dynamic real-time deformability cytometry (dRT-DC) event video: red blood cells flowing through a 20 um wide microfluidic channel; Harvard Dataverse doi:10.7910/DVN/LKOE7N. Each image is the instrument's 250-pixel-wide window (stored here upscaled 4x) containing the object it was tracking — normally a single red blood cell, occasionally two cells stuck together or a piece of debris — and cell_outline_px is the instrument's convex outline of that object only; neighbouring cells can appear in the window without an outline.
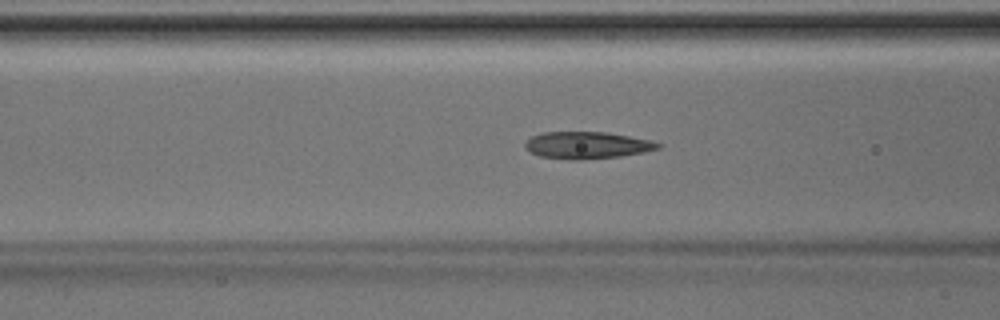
{"species": "Egyptian fruit bat (a non-hibernating species)", "species_latin": "Rousettus aegyptiacus", "temperature_condition": "room temperature", "stored_images_in_passage": 25, "camera_frame_rate_fps": 3000, "um_per_image_px": 0.085, "animal": {"sex": "male"}, "frame": {"image": 1, "passage_image": 5, "time_ms": 1.333, "image_size_px": [1000, 320], "cell_outline_px": [[664, 144], [660, 148], [644, 152], [620, 156], [576, 160], [572, 160], [540, 156], [524, 148], [524, 144], [532, 136], [544, 132], [604, 132], [628, 136], [648, 140]], "centroid_in_image_um": [49.9, 12.34], "position_along_channel_um": 116.7, "area_um2": 20.69}}
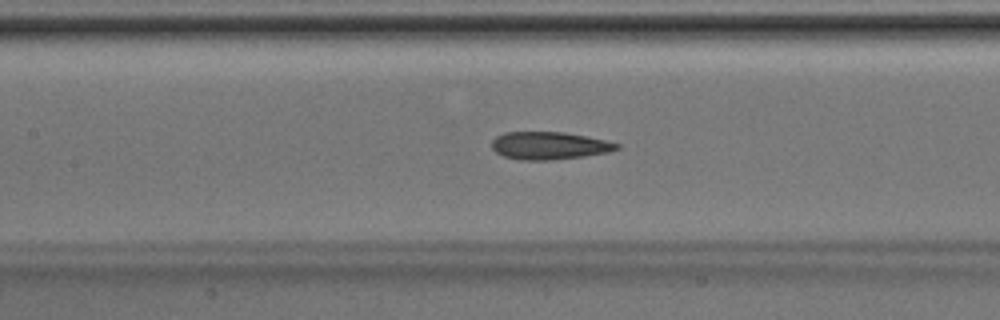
{"frame": {"image": 2, "passage_image": 8, "time_ms": 2.333, "image_size_px": [1000, 320], "cell_outline_px": [[620, 148], [608, 152], [584, 156], [548, 160], [520, 160], [504, 156], [496, 152], [492, 148], [492, 140], [496, 136], [504, 132], [564, 132], [604, 140], [620, 144]], "centroid_in_image_um": [46.66, 12.38], "position_along_channel_um": 160.7, "area_um2": 20.0}}
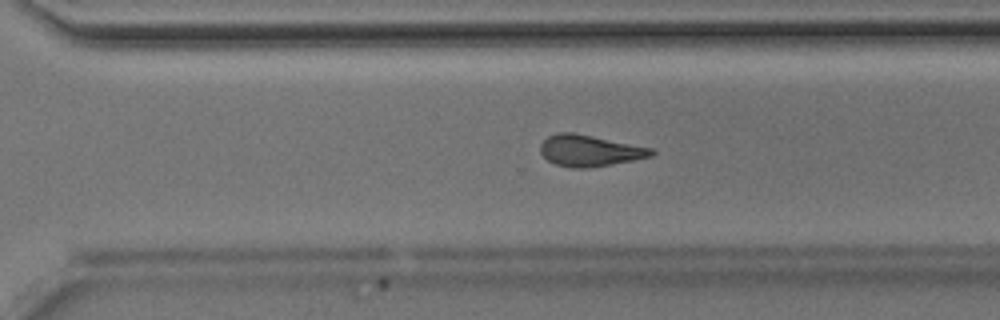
{"frame": {"image": 3, "passage_image": 19, "time_ms": 6.0, "image_size_px": [1000, 320], "cell_outline_px": [[656, 152], [652, 156], [632, 160], [588, 168], [572, 168], [556, 164], [548, 160], [540, 152], [540, 144], [548, 136], [556, 132], [572, 132], [656, 148]], "centroid_in_image_um": [50.14, 12.79], "position_along_channel_um": 320.5, "area_um2": 20.35}}